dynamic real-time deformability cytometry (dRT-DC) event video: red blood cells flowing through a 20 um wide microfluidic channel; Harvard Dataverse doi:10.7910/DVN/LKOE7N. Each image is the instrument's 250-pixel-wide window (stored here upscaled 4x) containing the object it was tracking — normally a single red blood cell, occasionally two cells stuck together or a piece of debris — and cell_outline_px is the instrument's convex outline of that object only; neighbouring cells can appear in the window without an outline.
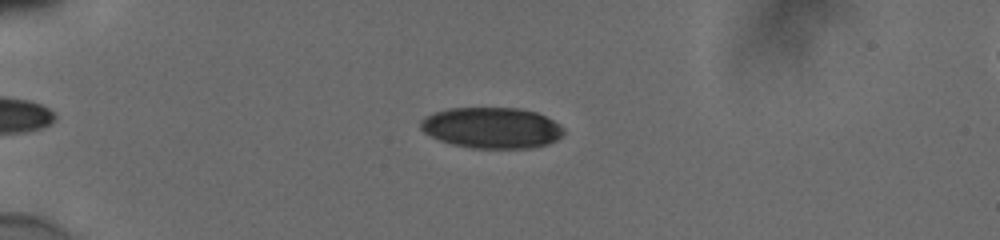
{"species": "human", "species_latin": "Homo sapiens", "temperature_condition": "cold", "stored_images_in_passage": 50, "camera_frame_rate_fps": 3000, "um_per_image_px": 0.085, "donor": {"sex": "male"}, "frame": {"image": 1, "passage_image": 10, "time_ms": 3.0, "image_size_px": [1000, 240], "cell_outline_px": [[564, 132], [556, 140], [548, 144], [532, 148], [472, 148], [452, 144], [440, 140], [424, 132], [420, 128], [420, 120], [424, 116], [448, 108], [520, 108], [536, 112], [552, 120], [564, 128]], "centroid_in_image_um": [41.79, 10.86], "position_along_channel_um": 43.2, "area_um2": 34.1}}
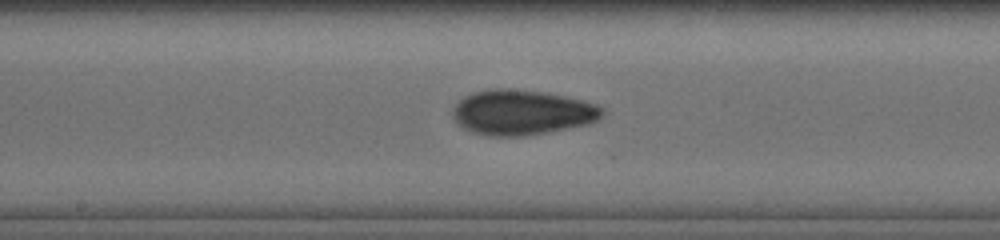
{"frame": {"image": 2, "passage_image": 26, "time_ms": 8.333, "image_size_px": [1000, 240], "cell_outline_px": [[604, 112], [596, 120], [588, 124], [548, 132], [524, 136], [492, 136], [472, 132], [464, 128], [452, 116], [452, 108], [464, 96], [472, 92], [492, 88], [504, 88], [544, 92], [584, 100], [596, 104], [604, 108]], "centroid_in_image_um": [44.36, 9.55], "position_along_channel_um": 203.8, "area_um2": 39.25}}
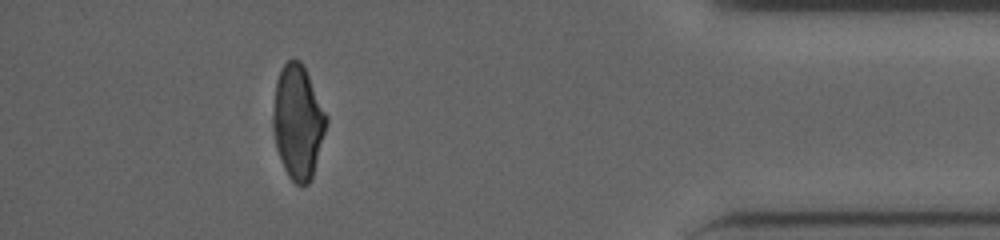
{"frame": {"image": 3, "passage_image": 45, "time_ms": 14.667, "image_size_px": [1000, 240], "cell_outline_px": [[328, 120], [312, 176], [308, 184], [296, 184], [288, 176], [284, 168], [276, 148], [276, 80], [284, 64], [292, 56], [300, 60], [328, 116]], "centroid_in_image_um": [25.37, 10.36], "position_along_channel_um": 409.8, "area_um2": 33.99}, "authors_computed_cell_mechanics": {"area_um2": 36.2984, "velocity_mm_per_s": 3.8758, "shape_relaxation_time_tau1_ms": 10.2122, "shape_relaxation_time_tau2_ms": 2.295, "deformation_change_tau1": 0.228, "deformation_change_tau2": 0.0724}}